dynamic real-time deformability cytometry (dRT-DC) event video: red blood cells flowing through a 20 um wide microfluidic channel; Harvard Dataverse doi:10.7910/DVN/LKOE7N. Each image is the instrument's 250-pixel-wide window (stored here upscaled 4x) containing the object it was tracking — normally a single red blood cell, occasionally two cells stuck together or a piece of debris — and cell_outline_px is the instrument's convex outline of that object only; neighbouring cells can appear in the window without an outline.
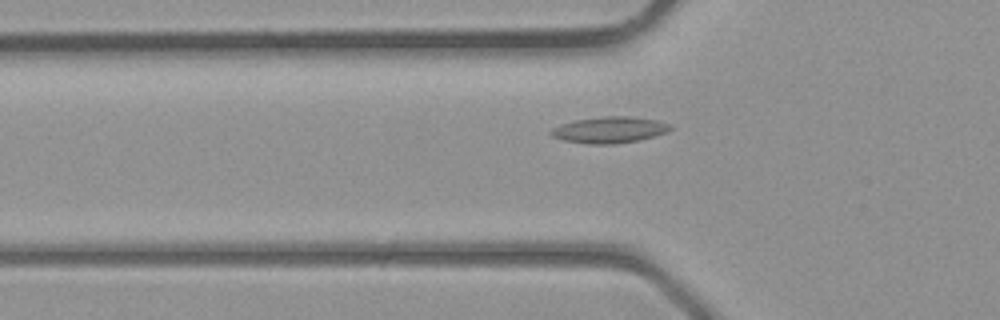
{"species": "common noctule bat (a hibernating species)", "species_latin": "Nyctalus noctula", "temperature_condition": "room temperature", "stored_images_in_passage": 39, "camera_frame_rate_fps": 3000, "um_per_image_px": 0.085, "animal": {"sex": "male", "body_mass_g": 23.1, "forearm_length_mm": 52.7}, "frame": {"image": 1, "passage_image": 13, "time_ms": 4.0, "image_size_px": [1000, 320], "cell_outline_px": [[672, 128], [656, 136], [640, 140], [616, 144], [588, 144], [564, 140], [552, 136], [548, 132], [552, 128], [560, 124], [576, 120], [604, 116], [628, 116], [656, 120], [672, 124]], "centroid_in_image_um": [51.8, 11.04], "position_along_channel_um": 74.0, "area_um2": 18.32}}
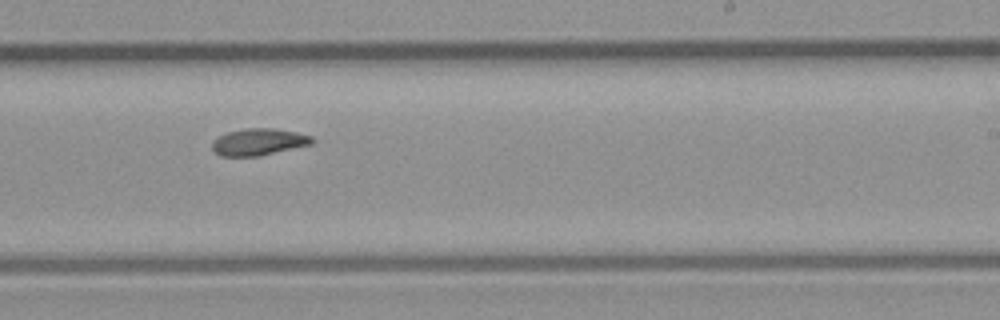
{"frame": {"image": 2, "passage_image": 24, "time_ms": 7.667, "image_size_px": [1000, 320], "cell_outline_px": [[316, 140], [312, 144], [260, 156], [220, 156], [212, 148], [212, 140], [228, 132], [244, 128], [276, 128], [296, 132], [312, 136]], "centroid_in_image_um": [22.01, 12.06], "position_along_channel_um": 267.0, "area_um2": 15.72}}
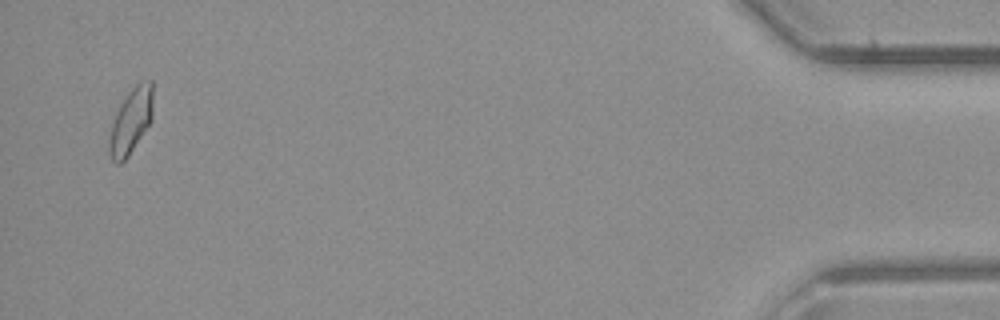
{"frame": {"image": 3, "passage_image": 38, "time_ms": 12.333, "image_size_px": [1000, 320], "cell_outline_px": [[152, 120], [128, 156], [120, 164], [116, 164], [112, 160], [108, 152], [108, 144], [112, 124], [120, 104], [132, 88], [140, 80], [152, 80]], "centroid_in_image_um": [11.13, 10.29], "position_along_channel_um": 424.1, "area_um2": 16.53}}